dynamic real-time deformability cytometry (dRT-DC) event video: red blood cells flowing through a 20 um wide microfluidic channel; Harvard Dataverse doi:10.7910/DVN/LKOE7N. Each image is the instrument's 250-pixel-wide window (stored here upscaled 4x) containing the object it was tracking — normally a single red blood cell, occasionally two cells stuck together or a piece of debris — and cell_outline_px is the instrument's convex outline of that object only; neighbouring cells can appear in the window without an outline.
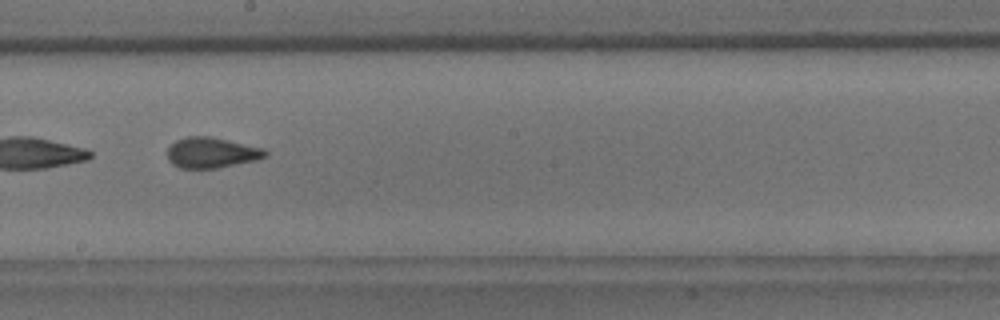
{"species": "common noctule bat (a hibernating species)", "species_latin": "Nyctalus noctula", "temperature_condition": "room temperature", "stored_images_in_passage": 30, "segment_of_instrument_passage": [2, 2], "camera_frame_rate_fps": 3000, "um_per_image_px": 0.085, "animal": {"sex": "male", "body_mass_g": 18.8}, "frame": {"image": 1, "passage_image": 27, "time_ms": 8.667, "image_size_px": [1000, 320], "cell_outline_px": [[268, 156], [256, 160], [216, 168], [180, 168], [172, 164], [168, 160], [168, 148], [176, 140], [184, 136], [208, 136], [228, 140], [264, 148], [268, 152]], "centroid_in_image_um": [17.98, 12.97], "position_along_channel_um": 230.2, "area_um2": 17.46}}